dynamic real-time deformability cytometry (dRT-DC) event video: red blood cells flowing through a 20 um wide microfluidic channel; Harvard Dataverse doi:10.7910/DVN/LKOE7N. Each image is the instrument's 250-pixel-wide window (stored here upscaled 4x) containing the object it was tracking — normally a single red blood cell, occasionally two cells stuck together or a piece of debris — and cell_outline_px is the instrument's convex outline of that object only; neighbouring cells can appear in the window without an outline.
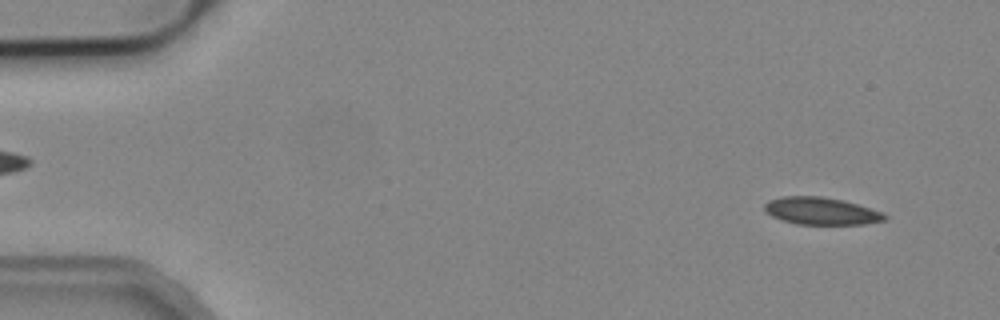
{"species": "common noctule bat (a hibernating species)", "species_latin": "Nyctalus noctula", "temperature_condition": "cold", "stored_images_in_passage": 4, "camera_frame_rate_fps": 3000, "um_per_image_px": 0.085, "animal": {"sex": "male", "body_mass_g": 19.2, "forearm_length_mm": 51.8}, "frame": {"image": 1, "passage_image": 4, "time_ms": 6.0, "image_size_px": [1000, 320], "cell_outline_px": [[888, 220], [864, 224], [796, 224], [772, 216], [764, 212], [764, 204], [768, 200], [784, 196], [820, 196], [840, 200], [856, 204], [880, 212], [888, 216]], "centroid_in_image_um": [69.77, 17.94], "position_along_channel_um": 15.2, "area_um2": 18.96}}